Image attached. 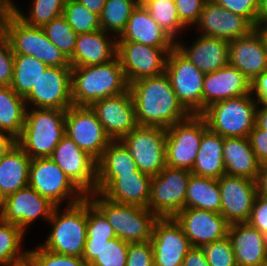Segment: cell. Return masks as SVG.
<instances>
[{"instance_id": "obj_15", "label": "cell", "mask_w": 267, "mask_h": 266, "mask_svg": "<svg viewBox=\"0 0 267 266\" xmlns=\"http://www.w3.org/2000/svg\"><path fill=\"white\" fill-rule=\"evenodd\" d=\"M85 194L96 192L97 160L65 135L50 157Z\"/></svg>"}, {"instance_id": "obj_26", "label": "cell", "mask_w": 267, "mask_h": 266, "mask_svg": "<svg viewBox=\"0 0 267 266\" xmlns=\"http://www.w3.org/2000/svg\"><path fill=\"white\" fill-rule=\"evenodd\" d=\"M182 42L176 40L175 48L205 74L217 71L229 63L227 40L200 34L189 47Z\"/></svg>"}, {"instance_id": "obj_10", "label": "cell", "mask_w": 267, "mask_h": 266, "mask_svg": "<svg viewBox=\"0 0 267 266\" xmlns=\"http://www.w3.org/2000/svg\"><path fill=\"white\" fill-rule=\"evenodd\" d=\"M165 73L178 101L191 115H200L205 73L175 47L167 55Z\"/></svg>"}, {"instance_id": "obj_2", "label": "cell", "mask_w": 267, "mask_h": 266, "mask_svg": "<svg viewBox=\"0 0 267 266\" xmlns=\"http://www.w3.org/2000/svg\"><path fill=\"white\" fill-rule=\"evenodd\" d=\"M72 103L90 106L97 100L122 94L129 84L116 57L112 61L91 66H71Z\"/></svg>"}, {"instance_id": "obj_41", "label": "cell", "mask_w": 267, "mask_h": 266, "mask_svg": "<svg viewBox=\"0 0 267 266\" xmlns=\"http://www.w3.org/2000/svg\"><path fill=\"white\" fill-rule=\"evenodd\" d=\"M66 0H33V6L28 15L15 5V14L25 24L33 27H43L51 20L63 15Z\"/></svg>"}, {"instance_id": "obj_47", "label": "cell", "mask_w": 267, "mask_h": 266, "mask_svg": "<svg viewBox=\"0 0 267 266\" xmlns=\"http://www.w3.org/2000/svg\"><path fill=\"white\" fill-rule=\"evenodd\" d=\"M39 61L50 67L71 66L69 59L47 38L42 27H40Z\"/></svg>"}, {"instance_id": "obj_22", "label": "cell", "mask_w": 267, "mask_h": 266, "mask_svg": "<svg viewBox=\"0 0 267 266\" xmlns=\"http://www.w3.org/2000/svg\"><path fill=\"white\" fill-rule=\"evenodd\" d=\"M197 26L201 35L218 37L227 41L248 35L255 27L243 16L207 0L200 13Z\"/></svg>"}, {"instance_id": "obj_1", "label": "cell", "mask_w": 267, "mask_h": 266, "mask_svg": "<svg viewBox=\"0 0 267 266\" xmlns=\"http://www.w3.org/2000/svg\"><path fill=\"white\" fill-rule=\"evenodd\" d=\"M138 125L168 129L191 114L178 101L166 73L129 84Z\"/></svg>"}, {"instance_id": "obj_23", "label": "cell", "mask_w": 267, "mask_h": 266, "mask_svg": "<svg viewBox=\"0 0 267 266\" xmlns=\"http://www.w3.org/2000/svg\"><path fill=\"white\" fill-rule=\"evenodd\" d=\"M248 94H251V81L228 63L217 71L205 74L202 112L216 102Z\"/></svg>"}, {"instance_id": "obj_17", "label": "cell", "mask_w": 267, "mask_h": 266, "mask_svg": "<svg viewBox=\"0 0 267 266\" xmlns=\"http://www.w3.org/2000/svg\"><path fill=\"white\" fill-rule=\"evenodd\" d=\"M90 108L111 140L122 139L138 126L130 90L97 100Z\"/></svg>"}, {"instance_id": "obj_45", "label": "cell", "mask_w": 267, "mask_h": 266, "mask_svg": "<svg viewBox=\"0 0 267 266\" xmlns=\"http://www.w3.org/2000/svg\"><path fill=\"white\" fill-rule=\"evenodd\" d=\"M202 249L205 252L209 266H237L228 236L204 245Z\"/></svg>"}, {"instance_id": "obj_18", "label": "cell", "mask_w": 267, "mask_h": 266, "mask_svg": "<svg viewBox=\"0 0 267 266\" xmlns=\"http://www.w3.org/2000/svg\"><path fill=\"white\" fill-rule=\"evenodd\" d=\"M218 180L221 215L229 223L247 222L257 196L256 181L224 174Z\"/></svg>"}, {"instance_id": "obj_16", "label": "cell", "mask_w": 267, "mask_h": 266, "mask_svg": "<svg viewBox=\"0 0 267 266\" xmlns=\"http://www.w3.org/2000/svg\"><path fill=\"white\" fill-rule=\"evenodd\" d=\"M151 176L132 174H97L96 191L110 201L148 208Z\"/></svg>"}, {"instance_id": "obj_5", "label": "cell", "mask_w": 267, "mask_h": 266, "mask_svg": "<svg viewBox=\"0 0 267 266\" xmlns=\"http://www.w3.org/2000/svg\"><path fill=\"white\" fill-rule=\"evenodd\" d=\"M59 208H54L48 221L52 226L51 233L39 245L49 251L82 258L87 239V197L66 206L65 210Z\"/></svg>"}, {"instance_id": "obj_56", "label": "cell", "mask_w": 267, "mask_h": 266, "mask_svg": "<svg viewBox=\"0 0 267 266\" xmlns=\"http://www.w3.org/2000/svg\"><path fill=\"white\" fill-rule=\"evenodd\" d=\"M15 14V3L12 0H0V34L4 33L10 18Z\"/></svg>"}, {"instance_id": "obj_43", "label": "cell", "mask_w": 267, "mask_h": 266, "mask_svg": "<svg viewBox=\"0 0 267 266\" xmlns=\"http://www.w3.org/2000/svg\"><path fill=\"white\" fill-rule=\"evenodd\" d=\"M47 38L63 52L68 59L73 55L78 34L61 15L42 27Z\"/></svg>"}, {"instance_id": "obj_34", "label": "cell", "mask_w": 267, "mask_h": 266, "mask_svg": "<svg viewBox=\"0 0 267 266\" xmlns=\"http://www.w3.org/2000/svg\"><path fill=\"white\" fill-rule=\"evenodd\" d=\"M185 208L209 210L221 214L218 180L192 174L187 185Z\"/></svg>"}, {"instance_id": "obj_46", "label": "cell", "mask_w": 267, "mask_h": 266, "mask_svg": "<svg viewBox=\"0 0 267 266\" xmlns=\"http://www.w3.org/2000/svg\"><path fill=\"white\" fill-rule=\"evenodd\" d=\"M28 251L34 257L38 266H88L81 257L49 251L41 245Z\"/></svg>"}, {"instance_id": "obj_30", "label": "cell", "mask_w": 267, "mask_h": 266, "mask_svg": "<svg viewBox=\"0 0 267 266\" xmlns=\"http://www.w3.org/2000/svg\"><path fill=\"white\" fill-rule=\"evenodd\" d=\"M31 158L13 141L0 158V189L7 197L28 185Z\"/></svg>"}, {"instance_id": "obj_13", "label": "cell", "mask_w": 267, "mask_h": 266, "mask_svg": "<svg viewBox=\"0 0 267 266\" xmlns=\"http://www.w3.org/2000/svg\"><path fill=\"white\" fill-rule=\"evenodd\" d=\"M65 135L96 160L112 141L90 106L71 105L66 110Z\"/></svg>"}, {"instance_id": "obj_49", "label": "cell", "mask_w": 267, "mask_h": 266, "mask_svg": "<svg viewBox=\"0 0 267 266\" xmlns=\"http://www.w3.org/2000/svg\"><path fill=\"white\" fill-rule=\"evenodd\" d=\"M126 266H154L151 241L128 243Z\"/></svg>"}, {"instance_id": "obj_36", "label": "cell", "mask_w": 267, "mask_h": 266, "mask_svg": "<svg viewBox=\"0 0 267 266\" xmlns=\"http://www.w3.org/2000/svg\"><path fill=\"white\" fill-rule=\"evenodd\" d=\"M48 66L32 55L14 54L11 88L25 97Z\"/></svg>"}, {"instance_id": "obj_63", "label": "cell", "mask_w": 267, "mask_h": 266, "mask_svg": "<svg viewBox=\"0 0 267 266\" xmlns=\"http://www.w3.org/2000/svg\"><path fill=\"white\" fill-rule=\"evenodd\" d=\"M257 29L260 31L262 35L263 42H264L265 49H266V55H267V25L259 27Z\"/></svg>"}, {"instance_id": "obj_61", "label": "cell", "mask_w": 267, "mask_h": 266, "mask_svg": "<svg viewBox=\"0 0 267 266\" xmlns=\"http://www.w3.org/2000/svg\"><path fill=\"white\" fill-rule=\"evenodd\" d=\"M7 266H38V264L34 257L28 252L25 256L12 261Z\"/></svg>"}, {"instance_id": "obj_55", "label": "cell", "mask_w": 267, "mask_h": 266, "mask_svg": "<svg viewBox=\"0 0 267 266\" xmlns=\"http://www.w3.org/2000/svg\"><path fill=\"white\" fill-rule=\"evenodd\" d=\"M182 266H209L204 250L192 247L186 254Z\"/></svg>"}, {"instance_id": "obj_33", "label": "cell", "mask_w": 267, "mask_h": 266, "mask_svg": "<svg viewBox=\"0 0 267 266\" xmlns=\"http://www.w3.org/2000/svg\"><path fill=\"white\" fill-rule=\"evenodd\" d=\"M128 242L119 238L111 240H86L82 258L88 266H126Z\"/></svg>"}, {"instance_id": "obj_58", "label": "cell", "mask_w": 267, "mask_h": 266, "mask_svg": "<svg viewBox=\"0 0 267 266\" xmlns=\"http://www.w3.org/2000/svg\"><path fill=\"white\" fill-rule=\"evenodd\" d=\"M255 125L262 130H267V106H257Z\"/></svg>"}, {"instance_id": "obj_29", "label": "cell", "mask_w": 267, "mask_h": 266, "mask_svg": "<svg viewBox=\"0 0 267 266\" xmlns=\"http://www.w3.org/2000/svg\"><path fill=\"white\" fill-rule=\"evenodd\" d=\"M225 174L255 181L260 162L250 145L248 137H226L223 145Z\"/></svg>"}, {"instance_id": "obj_54", "label": "cell", "mask_w": 267, "mask_h": 266, "mask_svg": "<svg viewBox=\"0 0 267 266\" xmlns=\"http://www.w3.org/2000/svg\"><path fill=\"white\" fill-rule=\"evenodd\" d=\"M251 95L260 106H267V71L251 81Z\"/></svg>"}, {"instance_id": "obj_44", "label": "cell", "mask_w": 267, "mask_h": 266, "mask_svg": "<svg viewBox=\"0 0 267 266\" xmlns=\"http://www.w3.org/2000/svg\"><path fill=\"white\" fill-rule=\"evenodd\" d=\"M86 240H111L116 238L105 215L87 198Z\"/></svg>"}, {"instance_id": "obj_62", "label": "cell", "mask_w": 267, "mask_h": 266, "mask_svg": "<svg viewBox=\"0 0 267 266\" xmlns=\"http://www.w3.org/2000/svg\"><path fill=\"white\" fill-rule=\"evenodd\" d=\"M13 142V140L4 134H0V158L3 152L8 148V146Z\"/></svg>"}, {"instance_id": "obj_42", "label": "cell", "mask_w": 267, "mask_h": 266, "mask_svg": "<svg viewBox=\"0 0 267 266\" xmlns=\"http://www.w3.org/2000/svg\"><path fill=\"white\" fill-rule=\"evenodd\" d=\"M63 16L77 34L89 33L102 29L100 16L91 12L77 0H66Z\"/></svg>"}, {"instance_id": "obj_39", "label": "cell", "mask_w": 267, "mask_h": 266, "mask_svg": "<svg viewBox=\"0 0 267 266\" xmlns=\"http://www.w3.org/2000/svg\"><path fill=\"white\" fill-rule=\"evenodd\" d=\"M141 3L152 19L175 41L177 40L175 37L187 29L180 21L174 0H143Z\"/></svg>"}, {"instance_id": "obj_59", "label": "cell", "mask_w": 267, "mask_h": 266, "mask_svg": "<svg viewBox=\"0 0 267 266\" xmlns=\"http://www.w3.org/2000/svg\"><path fill=\"white\" fill-rule=\"evenodd\" d=\"M79 3L87 7L91 12L100 16L106 0H77Z\"/></svg>"}, {"instance_id": "obj_3", "label": "cell", "mask_w": 267, "mask_h": 266, "mask_svg": "<svg viewBox=\"0 0 267 266\" xmlns=\"http://www.w3.org/2000/svg\"><path fill=\"white\" fill-rule=\"evenodd\" d=\"M66 110L27 107L21 135L15 142L31 159L51 157L65 136Z\"/></svg>"}, {"instance_id": "obj_38", "label": "cell", "mask_w": 267, "mask_h": 266, "mask_svg": "<svg viewBox=\"0 0 267 266\" xmlns=\"http://www.w3.org/2000/svg\"><path fill=\"white\" fill-rule=\"evenodd\" d=\"M139 3V0H106L100 14L102 30L119 37L125 30L130 15Z\"/></svg>"}, {"instance_id": "obj_51", "label": "cell", "mask_w": 267, "mask_h": 266, "mask_svg": "<svg viewBox=\"0 0 267 266\" xmlns=\"http://www.w3.org/2000/svg\"><path fill=\"white\" fill-rule=\"evenodd\" d=\"M207 0H174L180 21L185 25L194 26Z\"/></svg>"}, {"instance_id": "obj_52", "label": "cell", "mask_w": 267, "mask_h": 266, "mask_svg": "<svg viewBox=\"0 0 267 266\" xmlns=\"http://www.w3.org/2000/svg\"><path fill=\"white\" fill-rule=\"evenodd\" d=\"M247 223L267 236V199L256 196Z\"/></svg>"}, {"instance_id": "obj_60", "label": "cell", "mask_w": 267, "mask_h": 266, "mask_svg": "<svg viewBox=\"0 0 267 266\" xmlns=\"http://www.w3.org/2000/svg\"><path fill=\"white\" fill-rule=\"evenodd\" d=\"M267 25V0H259L256 28Z\"/></svg>"}, {"instance_id": "obj_64", "label": "cell", "mask_w": 267, "mask_h": 266, "mask_svg": "<svg viewBox=\"0 0 267 266\" xmlns=\"http://www.w3.org/2000/svg\"><path fill=\"white\" fill-rule=\"evenodd\" d=\"M5 201H6V196L3 194V192L0 189V220L2 219Z\"/></svg>"}, {"instance_id": "obj_25", "label": "cell", "mask_w": 267, "mask_h": 266, "mask_svg": "<svg viewBox=\"0 0 267 266\" xmlns=\"http://www.w3.org/2000/svg\"><path fill=\"white\" fill-rule=\"evenodd\" d=\"M227 236L237 266H262L267 261V236L247 222L229 224Z\"/></svg>"}, {"instance_id": "obj_12", "label": "cell", "mask_w": 267, "mask_h": 266, "mask_svg": "<svg viewBox=\"0 0 267 266\" xmlns=\"http://www.w3.org/2000/svg\"><path fill=\"white\" fill-rule=\"evenodd\" d=\"M173 48H159L134 41H117L118 58L128 84L165 73L168 53Z\"/></svg>"}, {"instance_id": "obj_50", "label": "cell", "mask_w": 267, "mask_h": 266, "mask_svg": "<svg viewBox=\"0 0 267 266\" xmlns=\"http://www.w3.org/2000/svg\"><path fill=\"white\" fill-rule=\"evenodd\" d=\"M14 68V54L8 38L0 34V86H11Z\"/></svg>"}, {"instance_id": "obj_32", "label": "cell", "mask_w": 267, "mask_h": 266, "mask_svg": "<svg viewBox=\"0 0 267 266\" xmlns=\"http://www.w3.org/2000/svg\"><path fill=\"white\" fill-rule=\"evenodd\" d=\"M26 110L24 97L10 86H0V134L15 141L22 133Z\"/></svg>"}, {"instance_id": "obj_28", "label": "cell", "mask_w": 267, "mask_h": 266, "mask_svg": "<svg viewBox=\"0 0 267 266\" xmlns=\"http://www.w3.org/2000/svg\"><path fill=\"white\" fill-rule=\"evenodd\" d=\"M117 41H134L159 48L175 47V40L152 19L142 3L133 10Z\"/></svg>"}, {"instance_id": "obj_31", "label": "cell", "mask_w": 267, "mask_h": 266, "mask_svg": "<svg viewBox=\"0 0 267 266\" xmlns=\"http://www.w3.org/2000/svg\"><path fill=\"white\" fill-rule=\"evenodd\" d=\"M223 145L224 137L208 129L202 135L199 150L190 172L198 176L215 179L224 175Z\"/></svg>"}, {"instance_id": "obj_21", "label": "cell", "mask_w": 267, "mask_h": 266, "mask_svg": "<svg viewBox=\"0 0 267 266\" xmlns=\"http://www.w3.org/2000/svg\"><path fill=\"white\" fill-rule=\"evenodd\" d=\"M56 206L27 185L6 197L2 221L16 224L25 233L37 218L49 221Z\"/></svg>"}, {"instance_id": "obj_8", "label": "cell", "mask_w": 267, "mask_h": 266, "mask_svg": "<svg viewBox=\"0 0 267 266\" xmlns=\"http://www.w3.org/2000/svg\"><path fill=\"white\" fill-rule=\"evenodd\" d=\"M191 175L189 170L166 165L157 175L151 176L148 209L158 218H174L185 208Z\"/></svg>"}, {"instance_id": "obj_53", "label": "cell", "mask_w": 267, "mask_h": 266, "mask_svg": "<svg viewBox=\"0 0 267 266\" xmlns=\"http://www.w3.org/2000/svg\"><path fill=\"white\" fill-rule=\"evenodd\" d=\"M250 145L260 163L267 162V130L256 125L248 135Z\"/></svg>"}, {"instance_id": "obj_6", "label": "cell", "mask_w": 267, "mask_h": 266, "mask_svg": "<svg viewBox=\"0 0 267 266\" xmlns=\"http://www.w3.org/2000/svg\"><path fill=\"white\" fill-rule=\"evenodd\" d=\"M258 103L251 94L229 98L207 107L200 115L213 133L226 137H248L255 127Z\"/></svg>"}, {"instance_id": "obj_57", "label": "cell", "mask_w": 267, "mask_h": 266, "mask_svg": "<svg viewBox=\"0 0 267 266\" xmlns=\"http://www.w3.org/2000/svg\"><path fill=\"white\" fill-rule=\"evenodd\" d=\"M257 195L267 199V162L260 164L259 173L256 178Z\"/></svg>"}, {"instance_id": "obj_48", "label": "cell", "mask_w": 267, "mask_h": 266, "mask_svg": "<svg viewBox=\"0 0 267 266\" xmlns=\"http://www.w3.org/2000/svg\"><path fill=\"white\" fill-rule=\"evenodd\" d=\"M213 3L222 6L224 9L243 16L255 28L259 9V0H211Z\"/></svg>"}, {"instance_id": "obj_11", "label": "cell", "mask_w": 267, "mask_h": 266, "mask_svg": "<svg viewBox=\"0 0 267 266\" xmlns=\"http://www.w3.org/2000/svg\"><path fill=\"white\" fill-rule=\"evenodd\" d=\"M119 141L133 157L138 170L157 175L166 166V129L138 125Z\"/></svg>"}, {"instance_id": "obj_14", "label": "cell", "mask_w": 267, "mask_h": 266, "mask_svg": "<svg viewBox=\"0 0 267 266\" xmlns=\"http://www.w3.org/2000/svg\"><path fill=\"white\" fill-rule=\"evenodd\" d=\"M24 99L32 108L67 110L73 105L71 66H48Z\"/></svg>"}, {"instance_id": "obj_35", "label": "cell", "mask_w": 267, "mask_h": 266, "mask_svg": "<svg viewBox=\"0 0 267 266\" xmlns=\"http://www.w3.org/2000/svg\"><path fill=\"white\" fill-rule=\"evenodd\" d=\"M13 54L32 55L39 60L40 27L25 24L14 14L4 30Z\"/></svg>"}, {"instance_id": "obj_9", "label": "cell", "mask_w": 267, "mask_h": 266, "mask_svg": "<svg viewBox=\"0 0 267 266\" xmlns=\"http://www.w3.org/2000/svg\"><path fill=\"white\" fill-rule=\"evenodd\" d=\"M207 130L201 115H190L166 129V165L191 171L202 135Z\"/></svg>"}, {"instance_id": "obj_19", "label": "cell", "mask_w": 267, "mask_h": 266, "mask_svg": "<svg viewBox=\"0 0 267 266\" xmlns=\"http://www.w3.org/2000/svg\"><path fill=\"white\" fill-rule=\"evenodd\" d=\"M154 266H182L192 248L189 239L174 218H158L151 238Z\"/></svg>"}, {"instance_id": "obj_7", "label": "cell", "mask_w": 267, "mask_h": 266, "mask_svg": "<svg viewBox=\"0 0 267 266\" xmlns=\"http://www.w3.org/2000/svg\"><path fill=\"white\" fill-rule=\"evenodd\" d=\"M28 185L56 207L64 200L69 206L86 197L50 157L31 159Z\"/></svg>"}, {"instance_id": "obj_24", "label": "cell", "mask_w": 267, "mask_h": 266, "mask_svg": "<svg viewBox=\"0 0 267 266\" xmlns=\"http://www.w3.org/2000/svg\"><path fill=\"white\" fill-rule=\"evenodd\" d=\"M229 64L236 67L250 81L267 71V55L260 31L255 28L248 35L229 41Z\"/></svg>"}, {"instance_id": "obj_40", "label": "cell", "mask_w": 267, "mask_h": 266, "mask_svg": "<svg viewBox=\"0 0 267 266\" xmlns=\"http://www.w3.org/2000/svg\"><path fill=\"white\" fill-rule=\"evenodd\" d=\"M24 235L16 224L0 220V266H7L29 252L21 247Z\"/></svg>"}, {"instance_id": "obj_4", "label": "cell", "mask_w": 267, "mask_h": 266, "mask_svg": "<svg viewBox=\"0 0 267 266\" xmlns=\"http://www.w3.org/2000/svg\"><path fill=\"white\" fill-rule=\"evenodd\" d=\"M86 197L105 215L117 238L128 243L151 241L158 217L148 208L116 203L97 191Z\"/></svg>"}, {"instance_id": "obj_37", "label": "cell", "mask_w": 267, "mask_h": 266, "mask_svg": "<svg viewBox=\"0 0 267 266\" xmlns=\"http://www.w3.org/2000/svg\"><path fill=\"white\" fill-rule=\"evenodd\" d=\"M138 171L133 157L119 140H112L97 160V174H132Z\"/></svg>"}, {"instance_id": "obj_27", "label": "cell", "mask_w": 267, "mask_h": 266, "mask_svg": "<svg viewBox=\"0 0 267 266\" xmlns=\"http://www.w3.org/2000/svg\"><path fill=\"white\" fill-rule=\"evenodd\" d=\"M100 29L78 34L75 49L69 59L71 66H91L105 64L116 58L117 38Z\"/></svg>"}, {"instance_id": "obj_20", "label": "cell", "mask_w": 267, "mask_h": 266, "mask_svg": "<svg viewBox=\"0 0 267 266\" xmlns=\"http://www.w3.org/2000/svg\"><path fill=\"white\" fill-rule=\"evenodd\" d=\"M192 247H203L227 236L229 223L220 214L209 210L184 208L175 217Z\"/></svg>"}]
</instances>
